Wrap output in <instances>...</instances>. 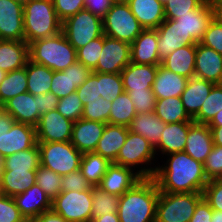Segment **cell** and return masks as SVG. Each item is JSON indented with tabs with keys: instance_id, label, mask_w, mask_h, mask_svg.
<instances>
[{
	"instance_id": "6da1fadb",
	"label": "cell",
	"mask_w": 222,
	"mask_h": 222,
	"mask_svg": "<svg viewBox=\"0 0 222 222\" xmlns=\"http://www.w3.org/2000/svg\"><path fill=\"white\" fill-rule=\"evenodd\" d=\"M166 166L156 167L153 176L159 192L190 193L203 192L209 182L203 163L193 159L186 152L168 154ZM168 163V164H167Z\"/></svg>"
},
{
	"instance_id": "7a4b0ae2",
	"label": "cell",
	"mask_w": 222,
	"mask_h": 222,
	"mask_svg": "<svg viewBox=\"0 0 222 222\" xmlns=\"http://www.w3.org/2000/svg\"><path fill=\"white\" fill-rule=\"evenodd\" d=\"M159 189L153 177L142 178L119 198L120 222H155Z\"/></svg>"
},
{
	"instance_id": "3957f363",
	"label": "cell",
	"mask_w": 222,
	"mask_h": 222,
	"mask_svg": "<svg viewBox=\"0 0 222 222\" xmlns=\"http://www.w3.org/2000/svg\"><path fill=\"white\" fill-rule=\"evenodd\" d=\"M24 37L26 43L51 37L61 32L52 0H25L23 2Z\"/></svg>"
},
{
	"instance_id": "277c9868",
	"label": "cell",
	"mask_w": 222,
	"mask_h": 222,
	"mask_svg": "<svg viewBox=\"0 0 222 222\" xmlns=\"http://www.w3.org/2000/svg\"><path fill=\"white\" fill-rule=\"evenodd\" d=\"M29 60L52 71H63L77 61V53L61 31L29 43Z\"/></svg>"
},
{
	"instance_id": "5b68a950",
	"label": "cell",
	"mask_w": 222,
	"mask_h": 222,
	"mask_svg": "<svg viewBox=\"0 0 222 222\" xmlns=\"http://www.w3.org/2000/svg\"><path fill=\"white\" fill-rule=\"evenodd\" d=\"M202 199V192H159L155 222H189Z\"/></svg>"
},
{
	"instance_id": "8992f818",
	"label": "cell",
	"mask_w": 222,
	"mask_h": 222,
	"mask_svg": "<svg viewBox=\"0 0 222 222\" xmlns=\"http://www.w3.org/2000/svg\"><path fill=\"white\" fill-rule=\"evenodd\" d=\"M37 143L36 127L16 122L5 111L0 115V155L6 158Z\"/></svg>"
},
{
	"instance_id": "52a82bcc",
	"label": "cell",
	"mask_w": 222,
	"mask_h": 222,
	"mask_svg": "<svg viewBox=\"0 0 222 222\" xmlns=\"http://www.w3.org/2000/svg\"><path fill=\"white\" fill-rule=\"evenodd\" d=\"M40 165L60 176L80 168L82 153L71 142H37Z\"/></svg>"
},
{
	"instance_id": "ba28073f",
	"label": "cell",
	"mask_w": 222,
	"mask_h": 222,
	"mask_svg": "<svg viewBox=\"0 0 222 222\" xmlns=\"http://www.w3.org/2000/svg\"><path fill=\"white\" fill-rule=\"evenodd\" d=\"M61 31L76 50L104 34L102 19L85 8L64 20Z\"/></svg>"
},
{
	"instance_id": "9c48e42d",
	"label": "cell",
	"mask_w": 222,
	"mask_h": 222,
	"mask_svg": "<svg viewBox=\"0 0 222 222\" xmlns=\"http://www.w3.org/2000/svg\"><path fill=\"white\" fill-rule=\"evenodd\" d=\"M103 33L106 36L129 43L144 30L133 15L128 4H113L102 18Z\"/></svg>"
},
{
	"instance_id": "30bf717a",
	"label": "cell",
	"mask_w": 222,
	"mask_h": 222,
	"mask_svg": "<svg viewBox=\"0 0 222 222\" xmlns=\"http://www.w3.org/2000/svg\"><path fill=\"white\" fill-rule=\"evenodd\" d=\"M54 212L69 222L92 221V187L79 191H62L52 200Z\"/></svg>"
},
{
	"instance_id": "8fae6325",
	"label": "cell",
	"mask_w": 222,
	"mask_h": 222,
	"mask_svg": "<svg viewBox=\"0 0 222 222\" xmlns=\"http://www.w3.org/2000/svg\"><path fill=\"white\" fill-rule=\"evenodd\" d=\"M140 168V170L134 172V169L112 163L98 187L109 194L120 197L142 178L153 177L156 171V167L145 168L144 166Z\"/></svg>"
},
{
	"instance_id": "7c38bea8",
	"label": "cell",
	"mask_w": 222,
	"mask_h": 222,
	"mask_svg": "<svg viewBox=\"0 0 222 222\" xmlns=\"http://www.w3.org/2000/svg\"><path fill=\"white\" fill-rule=\"evenodd\" d=\"M131 62V45L103 34V47L97 66L99 73H121Z\"/></svg>"
},
{
	"instance_id": "4fadbf2b",
	"label": "cell",
	"mask_w": 222,
	"mask_h": 222,
	"mask_svg": "<svg viewBox=\"0 0 222 222\" xmlns=\"http://www.w3.org/2000/svg\"><path fill=\"white\" fill-rule=\"evenodd\" d=\"M154 146L140 134L128 130L124 145L121 147L114 164L131 168L136 171L135 167L140 164L146 165L155 158Z\"/></svg>"
},
{
	"instance_id": "5bb4252c",
	"label": "cell",
	"mask_w": 222,
	"mask_h": 222,
	"mask_svg": "<svg viewBox=\"0 0 222 222\" xmlns=\"http://www.w3.org/2000/svg\"><path fill=\"white\" fill-rule=\"evenodd\" d=\"M213 19V8L210 1L206 0L198 9L179 15L174 20L182 30L184 42L193 45L200 42Z\"/></svg>"
},
{
	"instance_id": "9a60e30c",
	"label": "cell",
	"mask_w": 222,
	"mask_h": 222,
	"mask_svg": "<svg viewBox=\"0 0 222 222\" xmlns=\"http://www.w3.org/2000/svg\"><path fill=\"white\" fill-rule=\"evenodd\" d=\"M73 123L57 109L44 113L36 126V140L37 142H70Z\"/></svg>"
},
{
	"instance_id": "2e32d148",
	"label": "cell",
	"mask_w": 222,
	"mask_h": 222,
	"mask_svg": "<svg viewBox=\"0 0 222 222\" xmlns=\"http://www.w3.org/2000/svg\"><path fill=\"white\" fill-rule=\"evenodd\" d=\"M0 40L25 41L22 1L0 0Z\"/></svg>"
},
{
	"instance_id": "e0dca14e",
	"label": "cell",
	"mask_w": 222,
	"mask_h": 222,
	"mask_svg": "<svg viewBox=\"0 0 222 222\" xmlns=\"http://www.w3.org/2000/svg\"><path fill=\"white\" fill-rule=\"evenodd\" d=\"M91 73L92 70L90 68L78 61L63 71H53L50 92L59 99L66 97L75 92Z\"/></svg>"
},
{
	"instance_id": "ac0fdd59",
	"label": "cell",
	"mask_w": 222,
	"mask_h": 222,
	"mask_svg": "<svg viewBox=\"0 0 222 222\" xmlns=\"http://www.w3.org/2000/svg\"><path fill=\"white\" fill-rule=\"evenodd\" d=\"M4 111L19 123H25L36 127L41 114L38 112V95L29 92L21 93L3 104Z\"/></svg>"
},
{
	"instance_id": "d6986e66",
	"label": "cell",
	"mask_w": 222,
	"mask_h": 222,
	"mask_svg": "<svg viewBox=\"0 0 222 222\" xmlns=\"http://www.w3.org/2000/svg\"><path fill=\"white\" fill-rule=\"evenodd\" d=\"M106 124L81 118L73 123L71 143L83 153L94 152Z\"/></svg>"
},
{
	"instance_id": "ffe728a7",
	"label": "cell",
	"mask_w": 222,
	"mask_h": 222,
	"mask_svg": "<svg viewBox=\"0 0 222 222\" xmlns=\"http://www.w3.org/2000/svg\"><path fill=\"white\" fill-rule=\"evenodd\" d=\"M194 77L219 84L222 77V54L197 43Z\"/></svg>"
},
{
	"instance_id": "44dd1931",
	"label": "cell",
	"mask_w": 222,
	"mask_h": 222,
	"mask_svg": "<svg viewBox=\"0 0 222 222\" xmlns=\"http://www.w3.org/2000/svg\"><path fill=\"white\" fill-rule=\"evenodd\" d=\"M17 207L26 220H34L52 208V200L36 183L14 197Z\"/></svg>"
},
{
	"instance_id": "7402d4cb",
	"label": "cell",
	"mask_w": 222,
	"mask_h": 222,
	"mask_svg": "<svg viewBox=\"0 0 222 222\" xmlns=\"http://www.w3.org/2000/svg\"><path fill=\"white\" fill-rule=\"evenodd\" d=\"M156 29H144L131 44V62L136 64L160 65Z\"/></svg>"
},
{
	"instance_id": "603a6c76",
	"label": "cell",
	"mask_w": 222,
	"mask_h": 222,
	"mask_svg": "<svg viewBox=\"0 0 222 222\" xmlns=\"http://www.w3.org/2000/svg\"><path fill=\"white\" fill-rule=\"evenodd\" d=\"M158 65L136 64L130 62L122 71L124 92L152 89Z\"/></svg>"
},
{
	"instance_id": "cb8c5ba5",
	"label": "cell",
	"mask_w": 222,
	"mask_h": 222,
	"mask_svg": "<svg viewBox=\"0 0 222 222\" xmlns=\"http://www.w3.org/2000/svg\"><path fill=\"white\" fill-rule=\"evenodd\" d=\"M213 145L212 133L208 124L194 122L189 128L184 152L193 159L204 163Z\"/></svg>"
},
{
	"instance_id": "d4e9b609",
	"label": "cell",
	"mask_w": 222,
	"mask_h": 222,
	"mask_svg": "<svg viewBox=\"0 0 222 222\" xmlns=\"http://www.w3.org/2000/svg\"><path fill=\"white\" fill-rule=\"evenodd\" d=\"M193 123L194 121H185L166 124L159 143L154 147L155 153H157V148L162 152V155L183 152L189 128Z\"/></svg>"
},
{
	"instance_id": "484cf974",
	"label": "cell",
	"mask_w": 222,
	"mask_h": 222,
	"mask_svg": "<svg viewBox=\"0 0 222 222\" xmlns=\"http://www.w3.org/2000/svg\"><path fill=\"white\" fill-rule=\"evenodd\" d=\"M215 84L197 77L188 78V82L180 98L181 102L193 119L202 107Z\"/></svg>"
},
{
	"instance_id": "4316f807",
	"label": "cell",
	"mask_w": 222,
	"mask_h": 222,
	"mask_svg": "<svg viewBox=\"0 0 222 222\" xmlns=\"http://www.w3.org/2000/svg\"><path fill=\"white\" fill-rule=\"evenodd\" d=\"M128 130L127 126L107 123L94 152L114 163L125 143Z\"/></svg>"
},
{
	"instance_id": "83f0119b",
	"label": "cell",
	"mask_w": 222,
	"mask_h": 222,
	"mask_svg": "<svg viewBox=\"0 0 222 222\" xmlns=\"http://www.w3.org/2000/svg\"><path fill=\"white\" fill-rule=\"evenodd\" d=\"M29 44L25 41L0 40V69L11 72L26 66Z\"/></svg>"
},
{
	"instance_id": "f1b7e54d",
	"label": "cell",
	"mask_w": 222,
	"mask_h": 222,
	"mask_svg": "<svg viewBox=\"0 0 222 222\" xmlns=\"http://www.w3.org/2000/svg\"><path fill=\"white\" fill-rule=\"evenodd\" d=\"M187 82L188 78L180 76L160 64L152 85V91L156 99L180 97Z\"/></svg>"
},
{
	"instance_id": "f546056e",
	"label": "cell",
	"mask_w": 222,
	"mask_h": 222,
	"mask_svg": "<svg viewBox=\"0 0 222 222\" xmlns=\"http://www.w3.org/2000/svg\"><path fill=\"white\" fill-rule=\"evenodd\" d=\"M131 12L144 29H156L164 20V5L158 0H130Z\"/></svg>"
},
{
	"instance_id": "4dcf8cb0",
	"label": "cell",
	"mask_w": 222,
	"mask_h": 222,
	"mask_svg": "<svg viewBox=\"0 0 222 222\" xmlns=\"http://www.w3.org/2000/svg\"><path fill=\"white\" fill-rule=\"evenodd\" d=\"M196 44L185 45L162 59L161 65L186 78L195 75Z\"/></svg>"
},
{
	"instance_id": "1f68e13d",
	"label": "cell",
	"mask_w": 222,
	"mask_h": 222,
	"mask_svg": "<svg viewBox=\"0 0 222 222\" xmlns=\"http://www.w3.org/2000/svg\"><path fill=\"white\" fill-rule=\"evenodd\" d=\"M156 30L158 34L157 47L161 60L176 49L187 45L184 42L182 30L174 19H165Z\"/></svg>"
},
{
	"instance_id": "d6a6232c",
	"label": "cell",
	"mask_w": 222,
	"mask_h": 222,
	"mask_svg": "<svg viewBox=\"0 0 222 222\" xmlns=\"http://www.w3.org/2000/svg\"><path fill=\"white\" fill-rule=\"evenodd\" d=\"M35 183L36 170H3L0 179V193L14 197Z\"/></svg>"
},
{
	"instance_id": "836d02e7",
	"label": "cell",
	"mask_w": 222,
	"mask_h": 222,
	"mask_svg": "<svg viewBox=\"0 0 222 222\" xmlns=\"http://www.w3.org/2000/svg\"><path fill=\"white\" fill-rule=\"evenodd\" d=\"M164 123L155 112L137 114L128 126L129 131L140 134L154 147L159 143L161 133L165 128Z\"/></svg>"
},
{
	"instance_id": "e575fe53",
	"label": "cell",
	"mask_w": 222,
	"mask_h": 222,
	"mask_svg": "<svg viewBox=\"0 0 222 222\" xmlns=\"http://www.w3.org/2000/svg\"><path fill=\"white\" fill-rule=\"evenodd\" d=\"M27 91L34 95L50 92L53 71L37 63L28 60L26 64Z\"/></svg>"
},
{
	"instance_id": "d590c367",
	"label": "cell",
	"mask_w": 222,
	"mask_h": 222,
	"mask_svg": "<svg viewBox=\"0 0 222 222\" xmlns=\"http://www.w3.org/2000/svg\"><path fill=\"white\" fill-rule=\"evenodd\" d=\"M112 163L95 152L82 154L80 171L91 186H98Z\"/></svg>"
},
{
	"instance_id": "8d00e7d4",
	"label": "cell",
	"mask_w": 222,
	"mask_h": 222,
	"mask_svg": "<svg viewBox=\"0 0 222 222\" xmlns=\"http://www.w3.org/2000/svg\"><path fill=\"white\" fill-rule=\"evenodd\" d=\"M154 112L166 124L193 121L186 112L180 97L156 99Z\"/></svg>"
},
{
	"instance_id": "74e56055",
	"label": "cell",
	"mask_w": 222,
	"mask_h": 222,
	"mask_svg": "<svg viewBox=\"0 0 222 222\" xmlns=\"http://www.w3.org/2000/svg\"><path fill=\"white\" fill-rule=\"evenodd\" d=\"M27 91L26 66L6 73L0 83V103L4 104L9 99Z\"/></svg>"
},
{
	"instance_id": "f35d334b",
	"label": "cell",
	"mask_w": 222,
	"mask_h": 222,
	"mask_svg": "<svg viewBox=\"0 0 222 222\" xmlns=\"http://www.w3.org/2000/svg\"><path fill=\"white\" fill-rule=\"evenodd\" d=\"M40 166V152L36 143L32 148L16 152L3 162V170H37Z\"/></svg>"
},
{
	"instance_id": "ab89813d",
	"label": "cell",
	"mask_w": 222,
	"mask_h": 222,
	"mask_svg": "<svg viewBox=\"0 0 222 222\" xmlns=\"http://www.w3.org/2000/svg\"><path fill=\"white\" fill-rule=\"evenodd\" d=\"M136 115L132 100L127 92H123L111 101L109 124L128 127Z\"/></svg>"
},
{
	"instance_id": "60d3db41",
	"label": "cell",
	"mask_w": 222,
	"mask_h": 222,
	"mask_svg": "<svg viewBox=\"0 0 222 222\" xmlns=\"http://www.w3.org/2000/svg\"><path fill=\"white\" fill-rule=\"evenodd\" d=\"M119 198L98 186H92V220L105 214L117 213Z\"/></svg>"
},
{
	"instance_id": "b9f144b4",
	"label": "cell",
	"mask_w": 222,
	"mask_h": 222,
	"mask_svg": "<svg viewBox=\"0 0 222 222\" xmlns=\"http://www.w3.org/2000/svg\"><path fill=\"white\" fill-rule=\"evenodd\" d=\"M222 110V85L215 84L202 104L193 121L201 124H209L217 112Z\"/></svg>"
},
{
	"instance_id": "7bdbcfd3",
	"label": "cell",
	"mask_w": 222,
	"mask_h": 222,
	"mask_svg": "<svg viewBox=\"0 0 222 222\" xmlns=\"http://www.w3.org/2000/svg\"><path fill=\"white\" fill-rule=\"evenodd\" d=\"M99 81V94L108 102L115 100L124 92L123 81L120 73H99L92 71Z\"/></svg>"
},
{
	"instance_id": "ee69618b",
	"label": "cell",
	"mask_w": 222,
	"mask_h": 222,
	"mask_svg": "<svg viewBox=\"0 0 222 222\" xmlns=\"http://www.w3.org/2000/svg\"><path fill=\"white\" fill-rule=\"evenodd\" d=\"M61 178L62 176L42 165L36 170V184L42 188L51 200L62 192Z\"/></svg>"
},
{
	"instance_id": "f6af8a7d",
	"label": "cell",
	"mask_w": 222,
	"mask_h": 222,
	"mask_svg": "<svg viewBox=\"0 0 222 222\" xmlns=\"http://www.w3.org/2000/svg\"><path fill=\"white\" fill-rule=\"evenodd\" d=\"M111 110V102L100 97L99 100L88 101L84 105L82 118L96 122L109 124V114Z\"/></svg>"
},
{
	"instance_id": "bcb514c9",
	"label": "cell",
	"mask_w": 222,
	"mask_h": 222,
	"mask_svg": "<svg viewBox=\"0 0 222 222\" xmlns=\"http://www.w3.org/2000/svg\"><path fill=\"white\" fill-rule=\"evenodd\" d=\"M103 47V35L98 37L85 46L76 50L77 53V61L84 64L86 67L93 70L98 63V59L102 52Z\"/></svg>"
},
{
	"instance_id": "7dc6e473",
	"label": "cell",
	"mask_w": 222,
	"mask_h": 222,
	"mask_svg": "<svg viewBox=\"0 0 222 222\" xmlns=\"http://www.w3.org/2000/svg\"><path fill=\"white\" fill-rule=\"evenodd\" d=\"M56 109L64 117L75 122L82 118L84 105L75 91L66 97L60 98Z\"/></svg>"
},
{
	"instance_id": "c3c4849f",
	"label": "cell",
	"mask_w": 222,
	"mask_h": 222,
	"mask_svg": "<svg viewBox=\"0 0 222 222\" xmlns=\"http://www.w3.org/2000/svg\"><path fill=\"white\" fill-rule=\"evenodd\" d=\"M206 0H168L164 4L165 19H176L198 9Z\"/></svg>"
},
{
	"instance_id": "681fc988",
	"label": "cell",
	"mask_w": 222,
	"mask_h": 222,
	"mask_svg": "<svg viewBox=\"0 0 222 222\" xmlns=\"http://www.w3.org/2000/svg\"><path fill=\"white\" fill-rule=\"evenodd\" d=\"M127 93L132 100L137 114L155 111L156 97L152 89H145V91H128Z\"/></svg>"
},
{
	"instance_id": "f907efd6",
	"label": "cell",
	"mask_w": 222,
	"mask_h": 222,
	"mask_svg": "<svg viewBox=\"0 0 222 222\" xmlns=\"http://www.w3.org/2000/svg\"><path fill=\"white\" fill-rule=\"evenodd\" d=\"M203 166L208 180L222 179V146L213 145Z\"/></svg>"
},
{
	"instance_id": "816d5d0a",
	"label": "cell",
	"mask_w": 222,
	"mask_h": 222,
	"mask_svg": "<svg viewBox=\"0 0 222 222\" xmlns=\"http://www.w3.org/2000/svg\"><path fill=\"white\" fill-rule=\"evenodd\" d=\"M25 220L14 198L0 193V222H24Z\"/></svg>"
},
{
	"instance_id": "f5cc1de1",
	"label": "cell",
	"mask_w": 222,
	"mask_h": 222,
	"mask_svg": "<svg viewBox=\"0 0 222 222\" xmlns=\"http://www.w3.org/2000/svg\"><path fill=\"white\" fill-rule=\"evenodd\" d=\"M202 193L213 210L222 211V179L209 180Z\"/></svg>"
},
{
	"instance_id": "db71d44e",
	"label": "cell",
	"mask_w": 222,
	"mask_h": 222,
	"mask_svg": "<svg viewBox=\"0 0 222 222\" xmlns=\"http://www.w3.org/2000/svg\"><path fill=\"white\" fill-rule=\"evenodd\" d=\"M199 43L222 54V25L213 19Z\"/></svg>"
},
{
	"instance_id": "11a10c76",
	"label": "cell",
	"mask_w": 222,
	"mask_h": 222,
	"mask_svg": "<svg viewBox=\"0 0 222 222\" xmlns=\"http://www.w3.org/2000/svg\"><path fill=\"white\" fill-rule=\"evenodd\" d=\"M92 186L86 180L80 169L72 171L71 173L62 176L61 190L62 191H79L90 189Z\"/></svg>"
},
{
	"instance_id": "9f6ffc18",
	"label": "cell",
	"mask_w": 222,
	"mask_h": 222,
	"mask_svg": "<svg viewBox=\"0 0 222 222\" xmlns=\"http://www.w3.org/2000/svg\"><path fill=\"white\" fill-rule=\"evenodd\" d=\"M58 19L63 22L85 8L84 0H52Z\"/></svg>"
},
{
	"instance_id": "6f0895ef",
	"label": "cell",
	"mask_w": 222,
	"mask_h": 222,
	"mask_svg": "<svg viewBox=\"0 0 222 222\" xmlns=\"http://www.w3.org/2000/svg\"><path fill=\"white\" fill-rule=\"evenodd\" d=\"M76 92L83 105L88 101L99 100L101 96L98 79L91 73L86 81L76 89Z\"/></svg>"
},
{
	"instance_id": "680465c9",
	"label": "cell",
	"mask_w": 222,
	"mask_h": 222,
	"mask_svg": "<svg viewBox=\"0 0 222 222\" xmlns=\"http://www.w3.org/2000/svg\"><path fill=\"white\" fill-rule=\"evenodd\" d=\"M85 9L97 15L101 19L112 7V0H84Z\"/></svg>"
},
{
	"instance_id": "91938a15",
	"label": "cell",
	"mask_w": 222,
	"mask_h": 222,
	"mask_svg": "<svg viewBox=\"0 0 222 222\" xmlns=\"http://www.w3.org/2000/svg\"><path fill=\"white\" fill-rule=\"evenodd\" d=\"M58 102L59 98L51 92L38 95V112L42 115L53 111L56 109Z\"/></svg>"
},
{
	"instance_id": "94428289",
	"label": "cell",
	"mask_w": 222,
	"mask_h": 222,
	"mask_svg": "<svg viewBox=\"0 0 222 222\" xmlns=\"http://www.w3.org/2000/svg\"><path fill=\"white\" fill-rule=\"evenodd\" d=\"M212 208L203 198L196 206L189 222H211Z\"/></svg>"
},
{
	"instance_id": "6125c7cd",
	"label": "cell",
	"mask_w": 222,
	"mask_h": 222,
	"mask_svg": "<svg viewBox=\"0 0 222 222\" xmlns=\"http://www.w3.org/2000/svg\"><path fill=\"white\" fill-rule=\"evenodd\" d=\"M34 222H69V221L64 219L60 214L50 209L38 215L34 219Z\"/></svg>"
},
{
	"instance_id": "be15d7a7",
	"label": "cell",
	"mask_w": 222,
	"mask_h": 222,
	"mask_svg": "<svg viewBox=\"0 0 222 222\" xmlns=\"http://www.w3.org/2000/svg\"><path fill=\"white\" fill-rule=\"evenodd\" d=\"M213 8L214 19L222 25V0H209Z\"/></svg>"
},
{
	"instance_id": "e7e4bbea",
	"label": "cell",
	"mask_w": 222,
	"mask_h": 222,
	"mask_svg": "<svg viewBox=\"0 0 222 222\" xmlns=\"http://www.w3.org/2000/svg\"><path fill=\"white\" fill-rule=\"evenodd\" d=\"M214 145L222 146V126H209Z\"/></svg>"
},
{
	"instance_id": "03108f58",
	"label": "cell",
	"mask_w": 222,
	"mask_h": 222,
	"mask_svg": "<svg viewBox=\"0 0 222 222\" xmlns=\"http://www.w3.org/2000/svg\"><path fill=\"white\" fill-rule=\"evenodd\" d=\"M91 222H120L118 213L105 214L101 217L94 218Z\"/></svg>"
},
{
	"instance_id": "003e7915",
	"label": "cell",
	"mask_w": 222,
	"mask_h": 222,
	"mask_svg": "<svg viewBox=\"0 0 222 222\" xmlns=\"http://www.w3.org/2000/svg\"><path fill=\"white\" fill-rule=\"evenodd\" d=\"M208 126H222V110L217 112Z\"/></svg>"
},
{
	"instance_id": "a7ac6f4b",
	"label": "cell",
	"mask_w": 222,
	"mask_h": 222,
	"mask_svg": "<svg viewBox=\"0 0 222 222\" xmlns=\"http://www.w3.org/2000/svg\"><path fill=\"white\" fill-rule=\"evenodd\" d=\"M211 222H222V211L212 209Z\"/></svg>"
},
{
	"instance_id": "89a4df30",
	"label": "cell",
	"mask_w": 222,
	"mask_h": 222,
	"mask_svg": "<svg viewBox=\"0 0 222 222\" xmlns=\"http://www.w3.org/2000/svg\"><path fill=\"white\" fill-rule=\"evenodd\" d=\"M130 0H112V3L113 4H119V3H122V4H128Z\"/></svg>"
},
{
	"instance_id": "2644e50d",
	"label": "cell",
	"mask_w": 222,
	"mask_h": 222,
	"mask_svg": "<svg viewBox=\"0 0 222 222\" xmlns=\"http://www.w3.org/2000/svg\"><path fill=\"white\" fill-rule=\"evenodd\" d=\"M3 162H4V158L0 155V179H1V174L3 171Z\"/></svg>"
},
{
	"instance_id": "8c879c8a",
	"label": "cell",
	"mask_w": 222,
	"mask_h": 222,
	"mask_svg": "<svg viewBox=\"0 0 222 222\" xmlns=\"http://www.w3.org/2000/svg\"><path fill=\"white\" fill-rule=\"evenodd\" d=\"M6 73L4 70L0 69V83L3 81L4 77L6 76Z\"/></svg>"
},
{
	"instance_id": "753ad0ef",
	"label": "cell",
	"mask_w": 222,
	"mask_h": 222,
	"mask_svg": "<svg viewBox=\"0 0 222 222\" xmlns=\"http://www.w3.org/2000/svg\"><path fill=\"white\" fill-rule=\"evenodd\" d=\"M3 111H4L3 104L0 103V115L2 114Z\"/></svg>"
},
{
	"instance_id": "34e18365",
	"label": "cell",
	"mask_w": 222,
	"mask_h": 222,
	"mask_svg": "<svg viewBox=\"0 0 222 222\" xmlns=\"http://www.w3.org/2000/svg\"><path fill=\"white\" fill-rule=\"evenodd\" d=\"M158 1L164 5L168 0H158Z\"/></svg>"
},
{
	"instance_id": "11e5206c",
	"label": "cell",
	"mask_w": 222,
	"mask_h": 222,
	"mask_svg": "<svg viewBox=\"0 0 222 222\" xmlns=\"http://www.w3.org/2000/svg\"><path fill=\"white\" fill-rule=\"evenodd\" d=\"M24 222H34V220H25Z\"/></svg>"
},
{
	"instance_id": "2a66077c",
	"label": "cell",
	"mask_w": 222,
	"mask_h": 222,
	"mask_svg": "<svg viewBox=\"0 0 222 222\" xmlns=\"http://www.w3.org/2000/svg\"><path fill=\"white\" fill-rule=\"evenodd\" d=\"M219 84H220V85H222V77H221V79H220V82H219Z\"/></svg>"
}]
</instances>
